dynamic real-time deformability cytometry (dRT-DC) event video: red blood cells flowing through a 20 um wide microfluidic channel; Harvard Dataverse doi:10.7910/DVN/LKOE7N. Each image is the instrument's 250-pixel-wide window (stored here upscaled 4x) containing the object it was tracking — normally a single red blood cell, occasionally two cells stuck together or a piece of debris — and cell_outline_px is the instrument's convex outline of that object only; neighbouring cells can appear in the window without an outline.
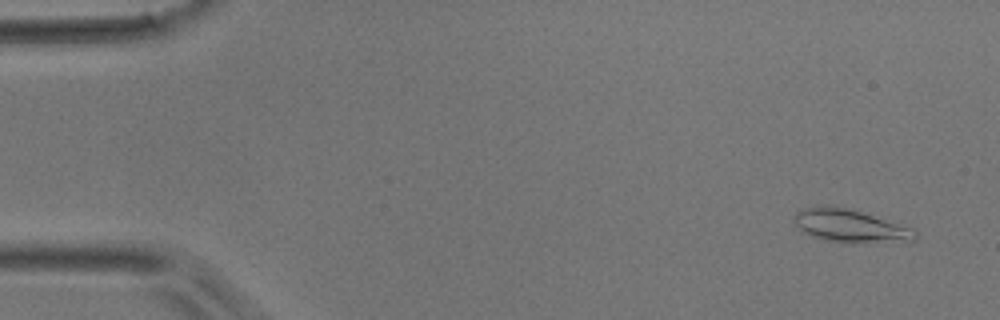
{"species": "common noctule bat (a hibernating species)", "species_latin": "Nyctalus noctula", "temperature_condition": "room temperature", "stored_images_in_passage": 51, "camera_frame_rate_fps": 3000, "um_per_image_px": 0.085, "animal": {"sex": "male", "body_mass_g": 17.9}, "frame": {"image": 1, "passage_image": 3, "time_ms": 0.667, "image_size_px": [1000, 320], "cell_outline_px": [[916, 240], [848, 244], [828, 240], [812, 236], [804, 232], [792, 220], [792, 216], [796, 212], [804, 208], [828, 204], [860, 212], [916, 228]], "centroid_in_image_um": [72.27, 19.2], "position_along_channel_um": 12.7, "area_um2": 23.35}}
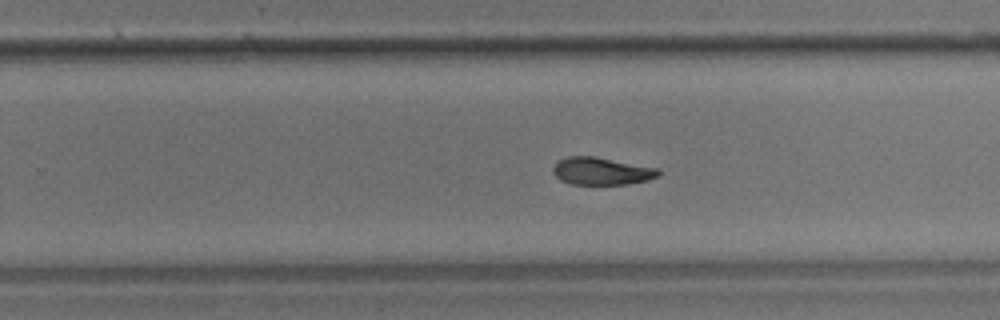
{"frame": {"image": 2, "passage_image": 32, "time_ms": 10.333, "image_size_px": [1000, 320], "cell_outline_px": [[660, 172], [656, 176], [648, 180], [628, 184], [572, 184], [560, 180], [552, 172], [552, 168], [560, 160], [568, 156], [592, 156], [660, 168]], "centroid_in_image_um": [51.13, 14.54], "position_along_channel_um": 278.7, "area_um2": 16.76}}
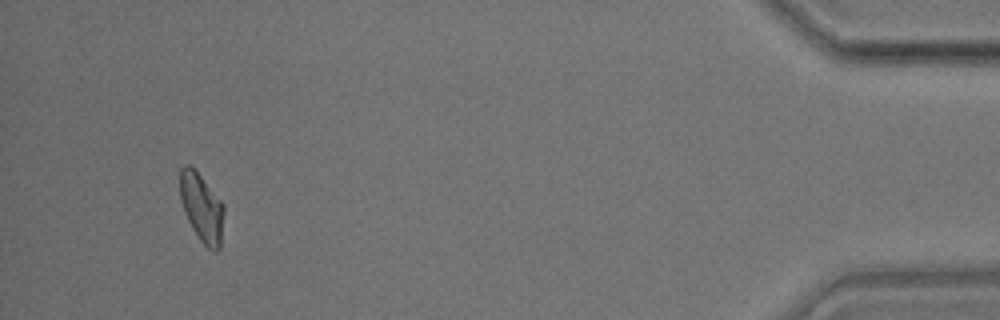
{"frame": {"image": 3, "passage_image": 48, "time_ms": 15.667, "image_size_px": [1000, 320], "cell_outline_px": [[224, 212], [220, 248], [216, 252], [212, 252], [200, 240], [192, 228], [184, 212], [180, 196], [180, 168], [184, 164], [188, 164], [200, 176], [224, 204]], "centroid_in_image_um": [17.15, 17.68], "position_along_channel_um": 418.1, "area_um2": 17.4}}